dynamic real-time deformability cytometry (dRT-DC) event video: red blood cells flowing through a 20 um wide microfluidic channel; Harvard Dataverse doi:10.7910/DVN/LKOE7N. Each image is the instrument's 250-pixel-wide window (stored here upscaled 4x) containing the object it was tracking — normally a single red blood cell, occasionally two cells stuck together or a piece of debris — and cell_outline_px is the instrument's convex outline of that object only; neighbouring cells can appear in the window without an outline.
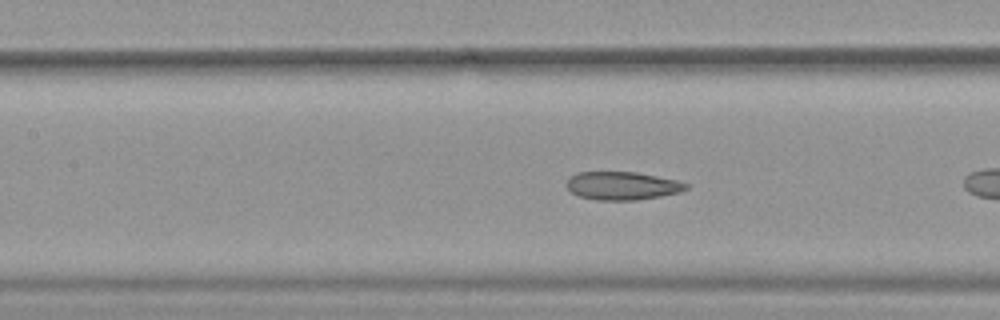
{"species": "common noctule bat (a hibernating species)", "species_latin": "Nyctalus noctula", "temperature_condition": "warm", "stored_images_in_passage": 25, "camera_frame_rate_fps": 3000, "um_per_image_px": 0.085, "animal": {"sex": "female", "body_mass_g": 19.9}, "frame": {"image": 1, "passage_image": 8, "time_ms": 2.333, "image_size_px": [1000, 320], "cell_outline_px": [[688, 188], [680, 192], [660, 196], [636, 200], [596, 200], [580, 196], [572, 192], [564, 184], [568, 176], [576, 172], [636, 172], [676, 180], [688, 184]], "centroid_in_image_um": [52.84, 15.78], "position_along_channel_um": 154.6, "area_um2": 19.65}}